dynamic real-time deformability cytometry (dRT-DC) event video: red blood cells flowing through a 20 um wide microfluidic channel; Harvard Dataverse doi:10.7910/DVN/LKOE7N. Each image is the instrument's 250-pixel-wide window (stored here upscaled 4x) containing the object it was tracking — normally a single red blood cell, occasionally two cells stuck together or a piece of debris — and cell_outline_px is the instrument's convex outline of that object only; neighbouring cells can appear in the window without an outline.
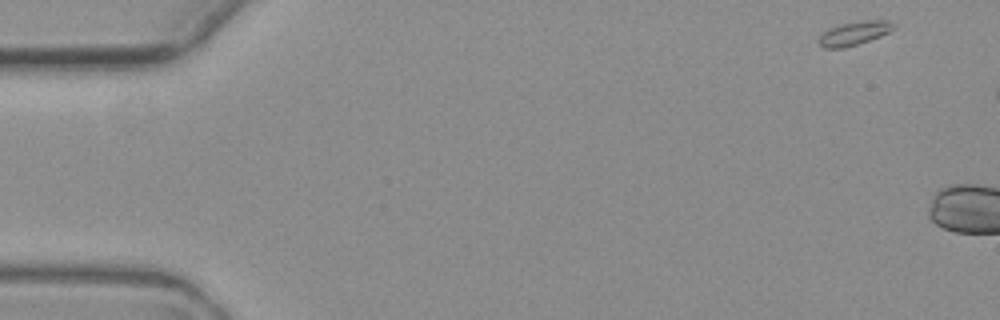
{"species": "common noctule bat (a hibernating species)", "species_latin": "Nyctalus noctula", "temperature_condition": "warm", "stored_images_in_passage": 5, "segment_of_instrument_passage": [2, 2], "camera_frame_rate_fps": 3000, "um_per_image_px": 0.085, "animal": {"sex": "female", "body_mass_g": 19.3, "forearm_length_mm": 54.1}, "frame": {"image": 1, "passage_image": 5, "time_ms": 4.667, "image_size_px": [1000, 320], "cell_outline_px": [[896, 28], [880, 36], [844, 48], [824, 48], [816, 40], [828, 28], [840, 24], [864, 20], [892, 20], [896, 24]], "centroid_in_image_um": [72.63, 2.81], "position_along_channel_um": 12.4, "area_um2": 10.4}}